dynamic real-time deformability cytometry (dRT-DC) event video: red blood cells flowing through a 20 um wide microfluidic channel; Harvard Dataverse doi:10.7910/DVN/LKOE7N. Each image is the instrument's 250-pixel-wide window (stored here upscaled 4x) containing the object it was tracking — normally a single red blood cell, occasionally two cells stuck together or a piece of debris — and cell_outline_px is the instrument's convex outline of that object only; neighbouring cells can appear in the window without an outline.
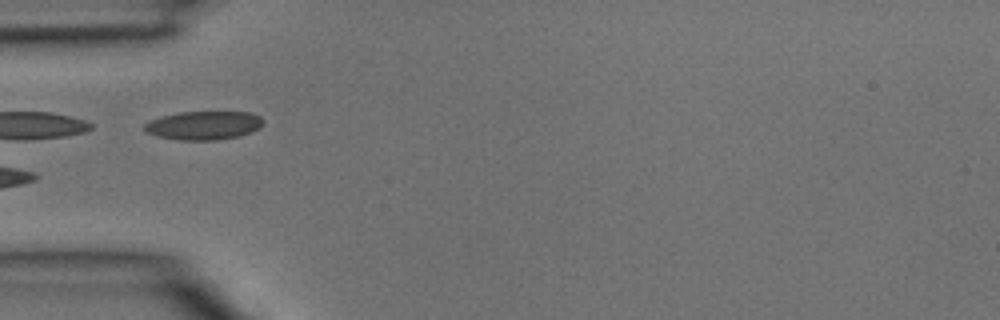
{"species": "common noctule bat (a hibernating species)", "species_latin": "Nyctalus noctula", "temperature_condition": "room temperature", "stored_images_in_passage": 2, "camera_frame_rate_fps": 3000, "um_per_image_px": 0.085, "animal": {"sex": "male", "body_mass_g": 15.6}, "frame": {"image": 1, "passage_image": 2, "time_ms": 0.333, "image_size_px": [1000, 320], "cell_outline_px": [[264, 120], [260, 128], [252, 132], [240, 136], [216, 140], [180, 140], [156, 136], [148, 132], [144, 128], [144, 124], [152, 120], [164, 116], [180, 112], [252, 112], [260, 116]], "centroid_in_image_um": [17.38, 10.66], "position_along_channel_um": 67.6, "area_um2": 19.77}}